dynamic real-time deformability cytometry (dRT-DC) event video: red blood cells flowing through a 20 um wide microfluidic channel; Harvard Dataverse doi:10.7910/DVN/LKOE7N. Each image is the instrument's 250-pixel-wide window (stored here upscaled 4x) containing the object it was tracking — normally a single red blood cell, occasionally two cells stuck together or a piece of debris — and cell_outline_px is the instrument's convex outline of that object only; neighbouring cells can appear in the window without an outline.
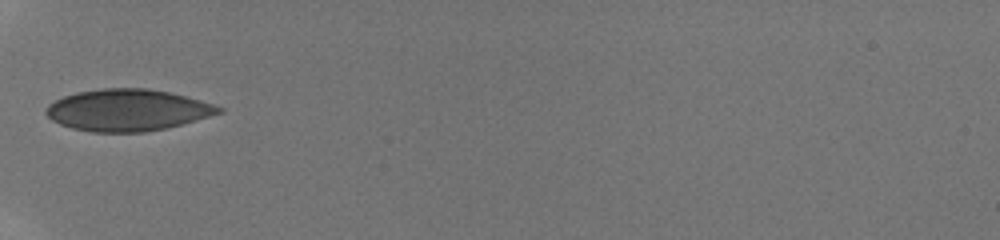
{"species": "human", "species_latin": "Homo sapiens", "temperature_condition": "room temperature", "stored_images_in_passage": 25, "camera_frame_rate_fps": 3000, "um_per_image_px": 0.085, "donor": {"sex": "male"}, "frame": {"image": 1, "passage_image": 1, "time_ms": 0.0, "image_size_px": [1000, 240], "cell_outline_px": [[224, 112], [168, 128], [144, 132], [92, 132], [72, 128], [60, 124], [52, 120], [44, 112], [44, 108], [48, 104], [64, 96], [76, 92], [100, 88], [148, 88], [168, 92], [200, 100], [224, 108]], "centroid_in_image_um": [10.82, 9.36], "position_along_channel_um": 74.2, "area_um2": 42.02}}
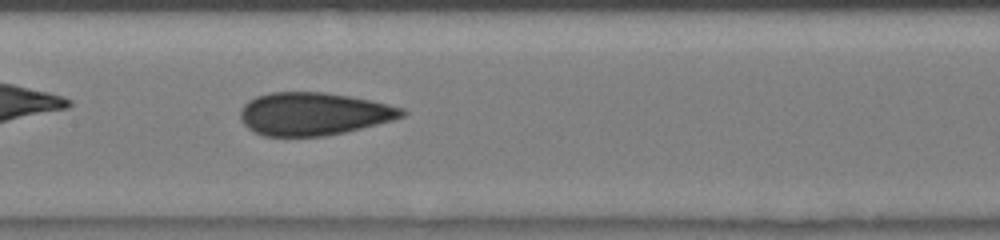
{"frame": {"image": 2, "passage_image": 8, "time_ms": 2.667, "image_size_px": [1000, 240], "cell_outline_px": [[408, 112], [404, 116], [392, 120], [344, 132], [324, 136], [264, 136], [248, 128], [240, 120], [240, 108], [248, 100], [256, 96], [272, 92], [324, 92], [372, 100], [404, 108]], "centroid_in_image_um": [26.64, 9.67], "position_along_channel_um": 180.8, "area_um2": 40.34}}
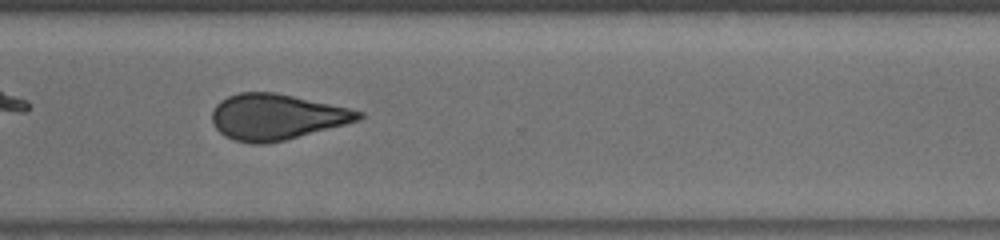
{"frame": {"image": 3, "passage_image": 18, "time_ms": 6.667, "image_size_px": [1000, 240], "cell_outline_px": [[364, 116], [360, 120], [284, 140], [264, 144], [252, 144], [232, 140], [224, 136], [212, 124], [212, 112], [216, 104], [220, 100], [228, 96], [240, 92], [276, 92], [348, 108], [364, 112]], "centroid_in_image_um": [23.46, 9.94], "position_along_channel_um": 347.1, "area_um2": 39.02}, "authors_computed_cell_mechanics": {"area_um2": 39.9976, "velocity_mm_per_s": 4.17, "shape_relaxation_time_tau1_ms": 10.377, "shape_relaxation_time_tau2_ms": 1.9856, "deformation_change_tau1": 0.1575, "deformation_change_tau2": 0.0465}}